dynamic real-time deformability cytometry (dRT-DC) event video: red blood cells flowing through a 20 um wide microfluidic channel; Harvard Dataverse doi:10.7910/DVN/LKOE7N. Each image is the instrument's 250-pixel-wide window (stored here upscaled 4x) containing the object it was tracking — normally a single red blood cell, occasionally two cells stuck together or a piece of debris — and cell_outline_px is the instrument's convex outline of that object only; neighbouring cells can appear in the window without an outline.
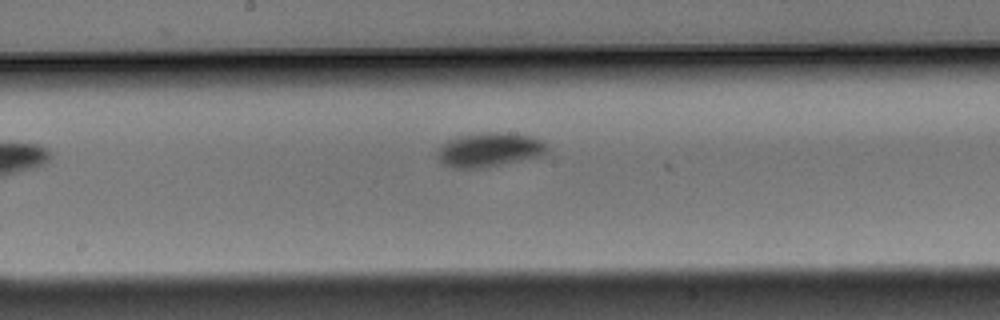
{"species": "Egyptian fruit bat (a non-hibernating species)", "species_latin": "Rousettus aegyptiacus", "temperature_condition": "warm", "stored_images_in_passage": 8, "camera_frame_rate_fps": 3000, "um_per_image_px": 0.085, "animal": {"sex": "male"}, "frame": {"image": 1, "passage_image": 7, "time_ms": 2.0, "image_size_px": [1000, 320], "cell_outline_px": [[548, 152], [540, 156], [480, 168], [456, 168], [444, 164], [436, 156], [436, 152], [440, 144], [456, 136], [488, 132], [508, 132], [532, 136], [548, 144]], "centroid_in_image_um": [41.58, 12.71], "position_along_channel_um": 206.6, "area_um2": 21.96}}
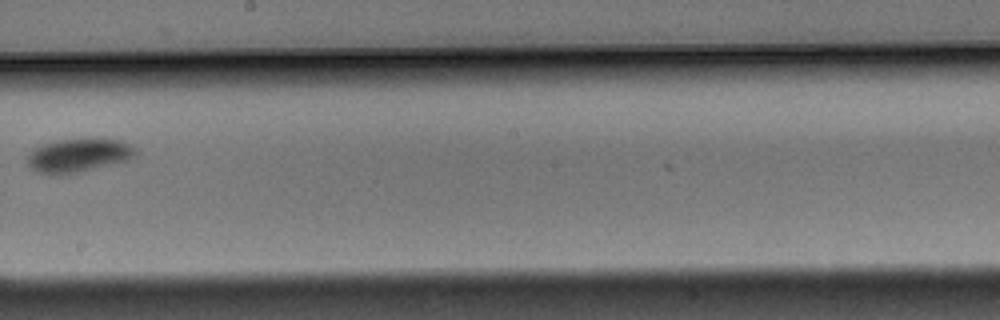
{"frame": {"image": 2, "passage_image": 8, "time_ms": 2.333, "image_size_px": [1000, 320], "cell_outline_px": [[136, 156], [128, 160], [64, 176], [56, 176], [36, 172], [28, 164], [28, 156], [36, 148], [44, 144], [56, 140], [88, 136], [100, 136], [124, 140], [136, 152]], "centroid_in_image_um": [6.71, 13.17], "position_along_channel_um": 241.5, "area_um2": 22.02}}